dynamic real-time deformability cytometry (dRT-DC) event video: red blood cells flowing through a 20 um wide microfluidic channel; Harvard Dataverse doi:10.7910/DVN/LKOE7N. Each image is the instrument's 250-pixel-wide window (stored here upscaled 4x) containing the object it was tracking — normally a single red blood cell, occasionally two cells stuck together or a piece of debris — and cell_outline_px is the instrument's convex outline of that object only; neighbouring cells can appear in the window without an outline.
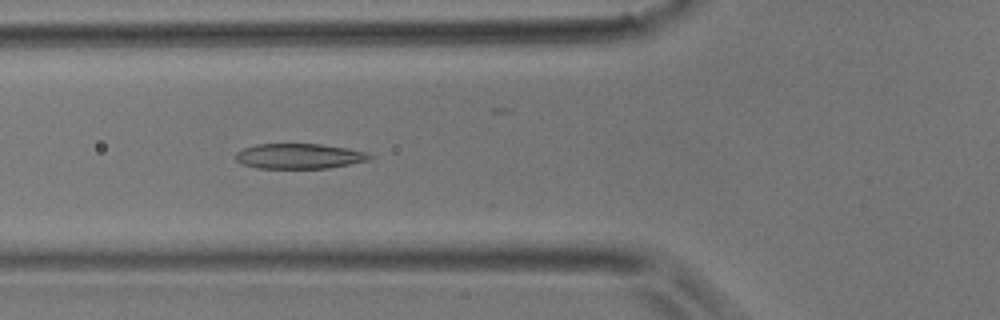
{"species": "common noctule bat (a hibernating species)", "species_latin": "Nyctalus noctula", "temperature_condition": "room temperature", "stored_images_in_passage": 44, "camera_frame_rate_fps": 3000, "um_per_image_px": 0.085, "animal": {"sex": "male", "body_mass_g": 17.9}, "frame": {"image": 1, "passage_image": 16, "time_ms": 5.0, "image_size_px": [1000, 320], "cell_outline_px": [[372, 156], [368, 160], [328, 168], [256, 168], [240, 164], [236, 160], [236, 152], [244, 148], [256, 144], [320, 144], [348, 148], [364, 152]], "centroid_in_image_um": [25.37, 13.27], "position_along_channel_um": 100.4, "area_um2": 19.54}}
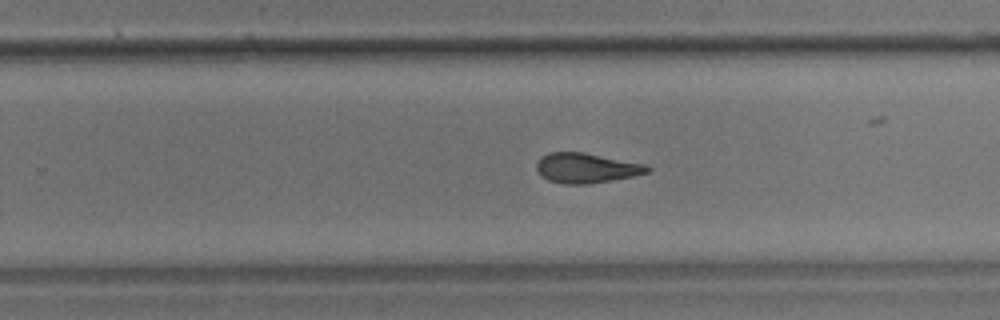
{"frame": {"image": 2, "passage_image": 28, "time_ms": 9.0, "image_size_px": [1000, 320], "cell_outline_px": [[652, 168], [648, 172], [632, 176], [612, 180], [588, 184], [564, 184], [548, 180], [536, 168], [536, 164], [540, 156], [548, 152], [584, 152], [644, 164]], "centroid_in_image_um": [49.81, 14.27], "position_along_channel_um": 280.0, "area_um2": 19.19}}
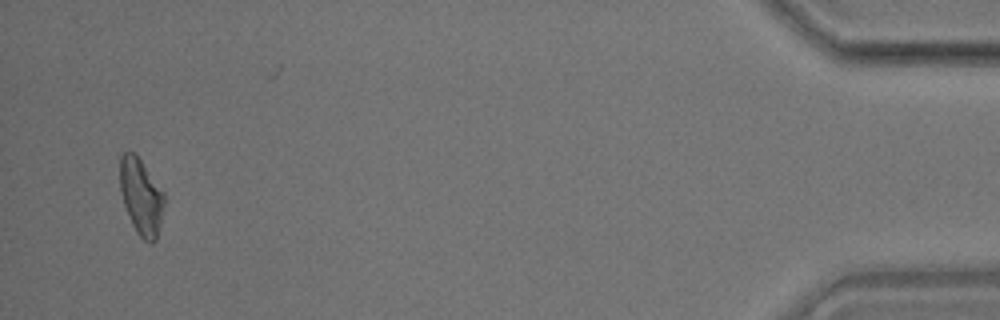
{"frame": {"image": 3, "passage_image": 43, "time_ms": 14.0, "image_size_px": [1000, 320], "cell_outline_px": [[164, 204], [160, 224], [156, 240], [152, 244], [144, 240], [136, 232], [132, 224], [124, 204], [120, 192], [120, 156], [124, 152], [136, 152], [164, 192]], "centroid_in_image_um": [11.99, 16.69], "position_along_channel_um": 423.2, "area_um2": 19.77}}